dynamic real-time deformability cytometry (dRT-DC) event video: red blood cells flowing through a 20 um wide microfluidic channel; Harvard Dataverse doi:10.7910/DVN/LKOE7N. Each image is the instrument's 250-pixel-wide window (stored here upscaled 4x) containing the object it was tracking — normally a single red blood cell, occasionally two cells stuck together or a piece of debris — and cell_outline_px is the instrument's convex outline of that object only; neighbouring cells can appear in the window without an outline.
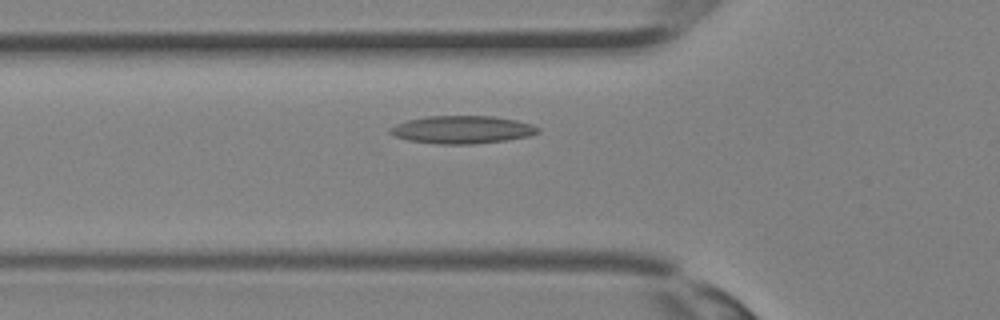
{"species": "Egyptian fruit bat (a non-hibernating species)", "species_latin": "Rousettus aegyptiacus", "temperature_condition": "room temperature", "stored_images_in_passage": 32, "camera_frame_rate_fps": 3000, "um_per_image_px": 0.085, "animal": {"sex": "female"}, "frame": {"image": 1, "passage_image": 9, "time_ms": 2.667, "image_size_px": [1000, 320], "cell_outline_px": [[540, 132], [528, 136], [508, 140], [472, 144], [436, 144], [408, 140], [396, 136], [388, 132], [388, 128], [396, 124], [408, 120], [428, 116], [492, 116], [516, 120], [532, 124], [540, 128]], "centroid_in_image_um": [39.29, 11.02], "position_along_channel_um": 86.5, "area_um2": 23.99}}
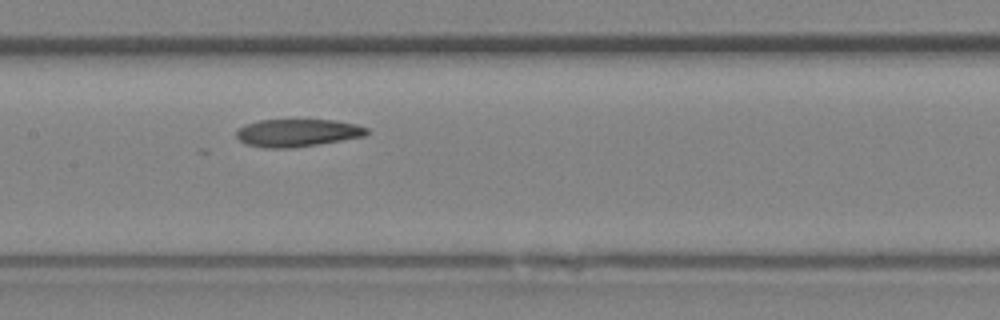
{"frame": {"image": 2, "passage_image": 14, "time_ms": 4.333, "image_size_px": [1000, 320], "cell_outline_px": [[368, 132], [364, 136], [320, 144], [292, 148], [264, 148], [244, 144], [236, 136], [236, 128], [244, 124], [260, 120], [336, 120], [356, 124], [368, 128]], "centroid_in_image_um": [25.24, 11.29], "position_along_channel_um": 182.2, "area_um2": 21.21}}
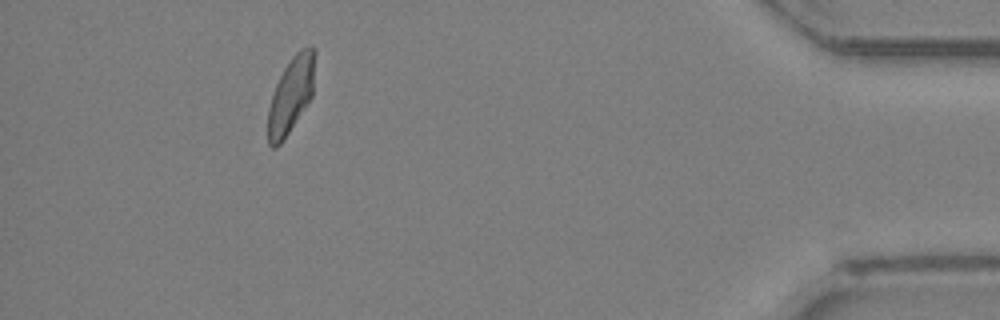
{"frame": {"image": 3, "passage_image": 29, "time_ms": 9.333, "image_size_px": [1000, 320], "cell_outline_px": [[316, 52], [312, 96], [280, 144], [276, 148], [272, 148], [268, 144], [268, 108], [276, 84], [284, 68], [292, 56], [300, 48], [316, 48]], "centroid_in_image_um": [24.73, 8.05], "position_along_channel_um": 410.5, "area_um2": 20.52}}